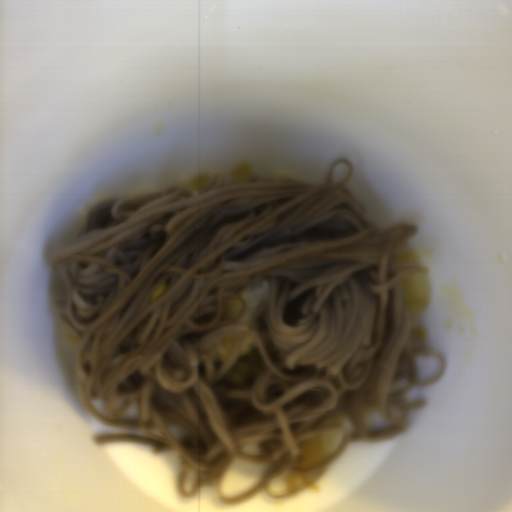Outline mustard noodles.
Wrapping results in <instances>:
<instances>
[{"mask_svg": "<svg viewBox=\"0 0 512 512\" xmlns=\"http://www.w3.org/2000/svg\"><path fill=\"white\" fill-rule=\"evenodd\" d=\"M349 166L339 182L333 168ZM350 160H335L323 183L260 176L237 183L214 174L203 190L166 188L114 200L115 225L61 243L47 257L61 275L60 315L78 348L73 363L83 406L106 426L138 430L96 435L95 446L139 443L154 455L179 453L178 490L193 499L213 487L223 505L260 493L296 495L326 473L351 442L405 434L411 388L440 382L441 350L411 347L414 327L399 287L428 275L397 263L417 225L375 229ZM270 282L259 330L236 321L240 296ZM165 291L154 301L160 285ZM228 299L240 301L228 315ZM251 332L256 349L239 356ZM238 337L223 363L211 347ZM435 357L420 381L415 358ZM389 427L369 431L363 409ZM333 453L302 467L301 443L328 430ZM242 459L268 465L249 492L225 497L220 480ZM315 476L285 495L268 485L285 468Z\"/></svg>", "mask_w": 512, "mask_h": 512, "instance_id": "0af2e427", "label": "mustard noodles"}]
</instances>
